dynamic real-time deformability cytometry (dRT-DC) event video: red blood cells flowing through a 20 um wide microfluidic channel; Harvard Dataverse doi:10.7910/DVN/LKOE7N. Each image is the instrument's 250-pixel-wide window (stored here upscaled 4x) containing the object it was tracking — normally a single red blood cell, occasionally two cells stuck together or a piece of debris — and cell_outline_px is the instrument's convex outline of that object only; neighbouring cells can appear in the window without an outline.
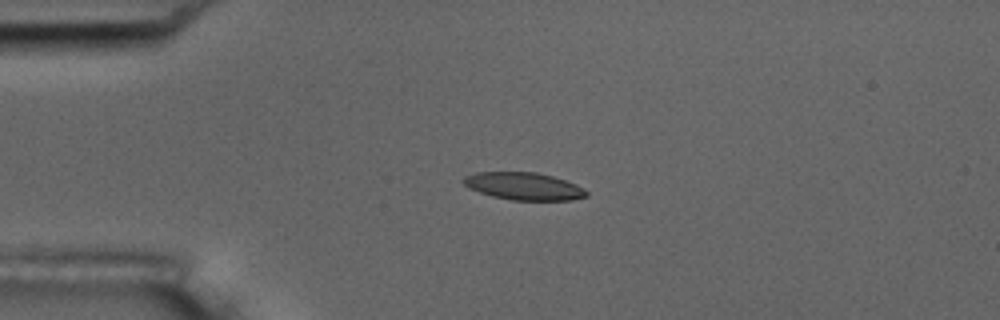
{"species": "common noctule bat (a hibernating species)", "species_latin": "Nyctalus noctula", "temperature_condition": "room temperature", "stored_images_in_passage": 16, "camera_frame_rate_fps": 3000, "um_per_image_px": 0.085, "animal": {"sex": "male", "body_mass_g": 17.5, "forearm_length_mm": 52.3}, "frame": {"image": 1, "passage_image": 5, "time_ms": 4.333, "image_size_px": [1000, 320], "cell_outline_px": [[588, 196], [572, 200], [512, 200], [492, 196], [468, 188], [460, 180], [464, 176], [476, 172], [536, 172], [552, 176], [576, 184], [588, 192]], "centroid_in_image_um": [44.49, 15.82], "position_along_channel_um": 40.5, "area_um2": 19.71}}
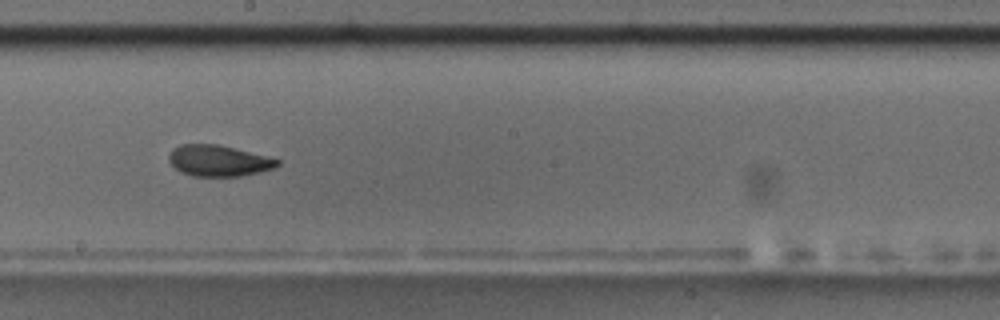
{"frame": {"image": 2, "passage_image": 10, "time_ms": 10.333, "image_size_px": [1000, 320], "cell_outline_px": [[280, 164], [276, 168], [260, 172], [240, 176], [192, 176], [180, 172], [168, 160], [168, 152], [172, 148], [180, 144], [216, 144], [280, 160]], "centroid_in_image_um": [18.53, 13.67], "position_along_channel_um": 229.7, "area_um2": 19.59}, "authors_computed_cell_mechanics": {"area_um2": 19.7098, "velocity_mm_per_s": 3.6082, "shape_relaxation_time_tau1_ms": 4.0903, "shape_relaxation_time_tau2_ms": 1.5044, "deformation_change_tau1": 0.132, "deformation_change_tau2": 0.0591}}